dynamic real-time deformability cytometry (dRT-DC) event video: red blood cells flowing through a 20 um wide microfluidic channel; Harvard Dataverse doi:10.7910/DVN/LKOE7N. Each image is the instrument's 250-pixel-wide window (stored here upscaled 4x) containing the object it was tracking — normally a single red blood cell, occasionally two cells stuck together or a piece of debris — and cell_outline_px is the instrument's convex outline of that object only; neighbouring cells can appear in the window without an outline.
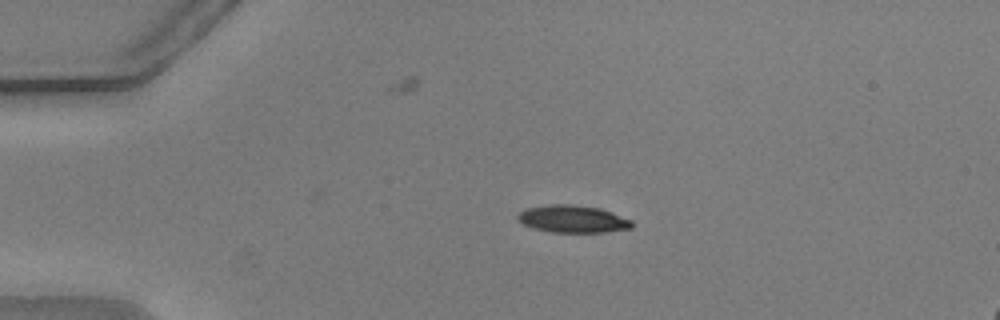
{"species": "common noctule bat (a hibernating species)", "species_latin": "Nyctalus noctula", "temperature_condition": "warm", "stored_images_in_passage": 25, "camera_frame_rate_fps": 3000, "um_per_image_px": 0.085, "animal": {"sex": "male", "body_mass_g": 20.5, "forearm_length_mm": 52.5}, "frame": {"image": 1, "passage_image": 2, "time_ms": 0.333, "image_size_px": [1000, 320], "cell_outline_px": [[632, 228], [604, 232], [552, 232], [532, 228], [516, 220], [516, 216], [524, 208], [548, 204], [572, 204], [600, 208], [632, 220]], "centroid_in_image_um": [48.64, 18.6], "position_along_channel_um": 36.4, "area_um2": 18.32}}
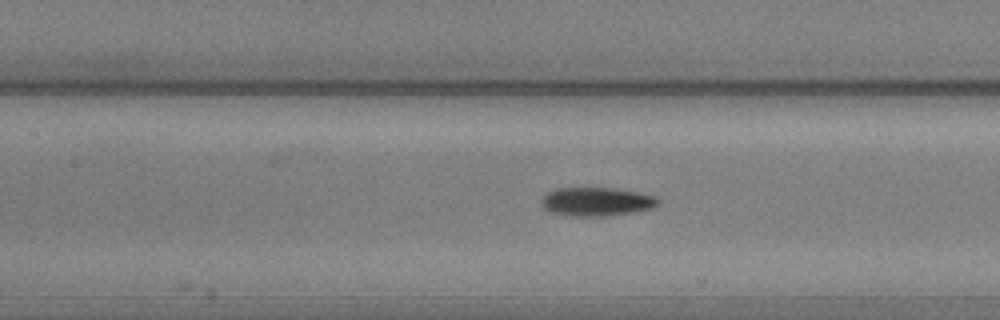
{"frame": {"image": 2, "passage_image": 15, "time_ms": 4.667, "image_size_px": [1000, 320], "cell_outline_px": [[660, 204], [652, 208], [636, 212], [604, 216], [576, 216], [552, 212], [544, 208], [540, 200], [548, 192], [556, 188], [612, 188], [640, 192], [656, 196], [660, 200]], "centroid_in_image_um": [50.76, 17.13], "position_along_channel_um": 156.6, "area_um2": 19.54}}
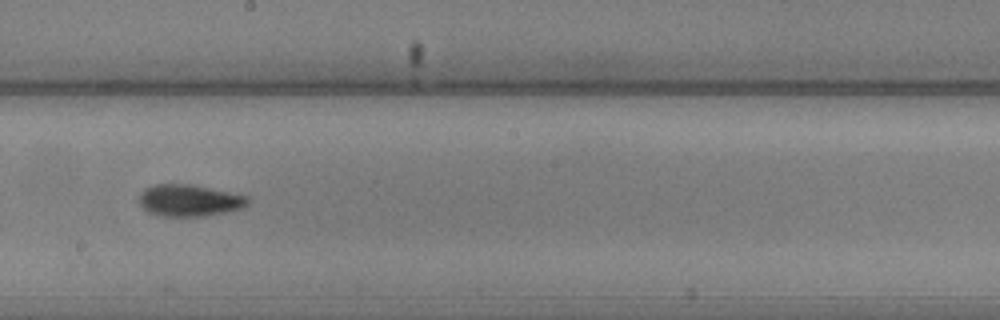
{"frame": {"image": 3, "passage_image": 21, "time_ms": 6.667, "image_size_px": [1000, 320], "cell_outline_px": [[252, 200], [244, 208], [224, 212], [200, 216], [164, 216], [148, 212], [140, 204], [140, 192], [144, 188], [156, 184], [192, 184], [248, 196]], "centroid_in_image_um": [16.12, 17.02], "position_along_channel_um": 232.1, "area_um2": 20.11}}